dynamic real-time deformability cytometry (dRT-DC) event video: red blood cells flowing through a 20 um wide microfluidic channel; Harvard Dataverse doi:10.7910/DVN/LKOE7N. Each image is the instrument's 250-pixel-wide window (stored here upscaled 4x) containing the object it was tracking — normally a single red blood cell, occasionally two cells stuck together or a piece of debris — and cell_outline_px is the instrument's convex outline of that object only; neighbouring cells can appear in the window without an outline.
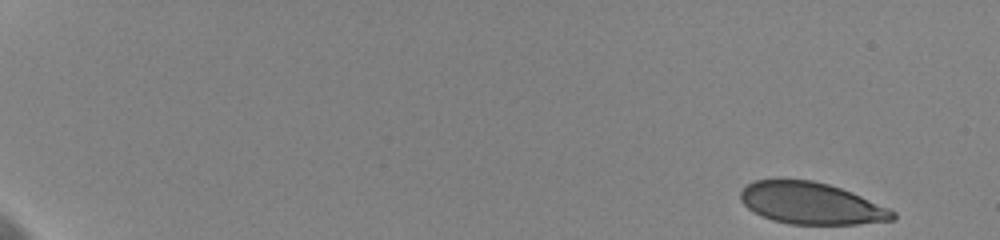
{"species": "human", "species_latin": "Homo sapiens", "temperature_condition": "cold", "stored_images_in_passage": 82, "camera_frame_rate_fps": 3000, "um_per_image_px": 0.085, "donor": {"sex": "female"}, "frame": {"image": 1, "passage_image": 1, "time_ms": 0.0, "image_size_px": [1000, 240], "cell_outline_px": [[896, 220], [856, 224], [788, 224], [772, 220], [752, 212], [740, 200], [740, 192], [752, 180], [812, 180], [828, 184], [852, 192], [888, 208], [896, 212]], "centroid_in_image_um": [68.94, 17.29], "position_along_channel_um": 16.1, "area_um2": 36.99}}
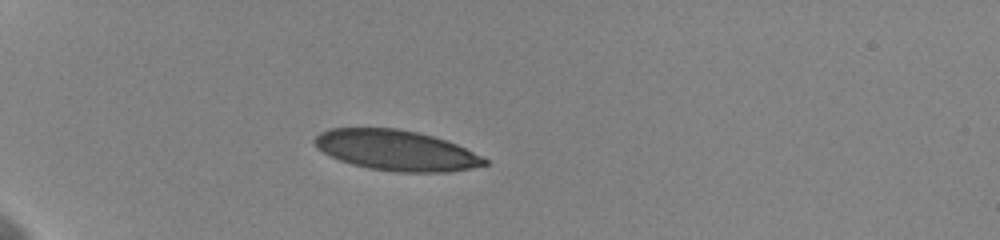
{"frame": {"image": 2, "passage_image": 23, "time_ms": 5.0, "image_size_px": [1000, 240], "cell_outline_px": [[488, 164], [472, 168], [448, 172], [396, 172], [368, 168], [352, 164], [340, 160], [316, 148], [312, 140], [320, 132], [328, 128], [396, 128], [416, 132], [432, 136], [456, 144], [488, 160]], "centroid_in_image_um": [33.64, 12.78], "position_along_channel_um": 51.4, "area_um2": 39.82}}
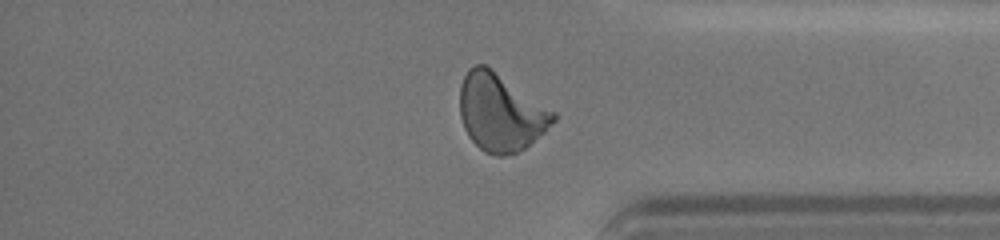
{"frame": {"image": 3, "passage_image": 70, "time_ms": 15.667, "image_size_px": [1000, 240], "cell_outline_px": [[556, 120], [544, 132], [524, 148], [516, 152], [504, 156], [496, 156], [484, 152], [468, 136], [464, 128], [460, 116], [460, 84], [468, 68], [476, 64], [484, 64], [492, 68], [556, 112]], "centroid_in_image_um": [42.54, 9.54], "position_along_channel_um": 392.7, "area_um2": 42.19}, "authors_computed_cell_mechanics": {"area_um2": 39.7953, "velocity_mm_per_s": 3.583, "shape_relaxation_time_tau1_ms": 4.9227, "shape_relaxation_time_tau2_ms": null, "deformation_change_tau1": 0.1603, "deformation_change_tau2": null}}